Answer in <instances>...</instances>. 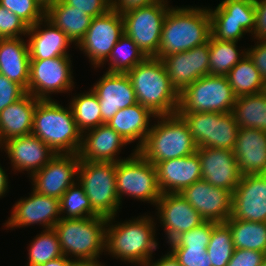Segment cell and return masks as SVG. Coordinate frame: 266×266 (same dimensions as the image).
Listing matches in <instances>:
<instances>
[{
	"label": "cell",
	"mask_w": 266,
	"mask_h": 266,
	"mask_svg": "<svg viewBox=\"0 0 266 266\" xmlns=\"http://www.w3.org/2000/svg\"><path fill=\"white\" fill-rule=\"evenodd\" d=\"M229 219L266 222V174L242 175L232 193V213Z\"/></svg>",
	"instance_id": "obj_19"
},
{
	"label": "cell",
	"mask_w": 266,
	"mask_h": 266,
	"mask_svg": "<svg viewBox=\"0 0 266 266\" xmlns=\"http://www.w3.org/2000/svg\"><path fill=\"white\" fill-rule=\"evenodd\" d=\"M259 266H266V258L263 260V262Z\"/></svg>",
	"instance_id": "obj_58"
},
{
	"label": "cell",
	"mask_w": 266,
	"mask_h": 266,
	"mask_svg": "<svg viewBox=\"0 0 266 266\" xmlns=\"http://www.w3.org/2000/svg\"><path fill=\"white\" fill-rule=\"evenodd\" d=\"M108 218H61L53 227L63 255L73 261L100 262L105 254Z\"/></svg>",
	"instance_id": "obj_5"
},
{
	"label": "cell",
	"mask_w": 266,
	"mask_h": 266,
	"mask_svg": "<svg viewBox=\"0 0 266 266\" xmlns=\"http://www.w3.org/2000/svg\"><path fill=\"white\" fill-rule=\"evenodd\" d=\"M93 85L91 89L98 97L103 124L109 122L120 109L137 103L135 91L126 73L104 72Z\"/></svg>",
	"instance_id": "obj_23"
},
{
	"label": "cell",
	"mask_w": 266,
	"mask_h": 266,
	"mask_svg": "<svg viewBox=\"0 0 266 266\" xmlns=\"http://www.w3.org/2000/svg\"><path fill=\"white\" fill-rule=\"evenodd\" d=\"M126 74L130 78L139 104L156 116L177 112L179 93L173 87L161 59L147 57Z\"/></svg>",
	"instance_id": "obj_3"
},
{
	"label": "cell",
	"mask_w": 266,
	"mask_h": 266,
	"mask_svg": "<svg viewBox=\"0 0 266 266\" xmlns=\"http://www.w3.org/2000/svg\"><path fill=\"white\" fill-rule=\"evenodd\" d=\"M263 93L266 95V81L264 83V90H263Z\"/></svg>",
	"instance_id": "obj_59"
},
{
	"label": "cell",
	"mask_w": 266,
	"mask_h": 266,
	"mask_svg": "<svg viewBox=\"0 0 266 266\" xmlns=\"http://www.w3.org/2000/svg\"><path fill=\"white\" fill-rule=\"evenodd\" d=\"M210 13L211 37L238 42L255 28V4L245 0H222Z\"/></svg>",
	"instance_id": "obj_13"
},
{
	"label": "cell",
	"mask_w": 266,
	"mask_h": 266,
	"mask_svg": "<svg viewBox=\"0 0 266 266\" xmlns=\"http://www.w3.org/2000/svg\"><path fill=\"white\" fill-rule=\"evenodd\" d=\"M147 56L143 51L133 42V40L125 34L115 44L109 57L98 67L108 62V70L110 73H127L136 65L144 61Z\"/></svg>",
	"instance_id": "obj_36"
},
{
	"label": "cell",
	"mask_w": 266,
	"mask_h": 266,
	"mask_svg": "<svg viewBox=\"0 0 266 266\" xmlns=\"http://www.w3.org/2000/svg\"><path fill=\"white\" fill-rule=\"evenodd\" d=\"M155 166L161 194L181 193L186 187L202 179L197 152L190 156L164 160Z\"/></svg>",
	"instance_id": "obj_24"
},
{
	"label": "cell",
	"mask_w": 266,
	"mask_h": 266,
	"mask_svg": "<svg viewBox=\"0 0 266 266\" xmlns=\"http://www.w3.org/2000/svg\"><path fill=\"white\" fill-rule=\"evenodd\" d=\"M236 97L263 92L265 81L246 54L226 75Z\"/></svg>",
	"instance_id": "obj_33"
},
{
	"label": "cell",
	"mask_w": 266,
	"mask_h": 266,
	"mask_svg": "<svg viewBox=\"0 0 266 266\" xmlns=\"http://www.w3.org/2000/svg\"><path fill=\"white\" fill-rule=\"evenodd\" d=\"M126 145L128 143L112 127L104 123L82 133L78 155L81 160L117 163L126 159L117 156Z\"/></svg>",
	"instance_id": "obj_25"
},
{
	"label": "cell",
	"mask_w": 266,
	"mask_h": 266,
	"mask_svg": "<svg viewBox=\"0 0 266 266\" xmlns=\"http://www.w3.org/2000/svg\"><path fill=\"white\" fill-rule=\"evenodd\" d=\"M11 162L14 172L27 171L31 177L42 169L56 153L37 136L31 134L8 139L0 146Z\"/></svg>",
	"instance_id": "obj_22"
},
{
	"label": "cell",
	"mask_w": 266,
	"mask_h": 266,
	"mask_svg": "<svg viewBox=\"0 0 266 266\" xmlns=\"http://www.w3.org/2000/svg\"><path fill=\"white\" fill-rule=\"evenodd\" d=\"M233 153L242 175L266 174V132L240 128Z\"/></svg>",
	"instance_id": "obj_27"
},
{
	"label": "cell",
	"mask_w": 266,
	"mask_h": 266,
	"mask_svg": "<svg viewBox=\"0 0 266 266\" xmlns=\"http://www.w3.org/2000/svg\"><path fill=\"white\" fill-rule=\"evenodd\" d=\"M88 91L71 97L68 103L77 127L82 133L103 124L98 97L92 89Z\"/></svg>",
	"instance_id": "obj_37"
},
{
	"label": "cell",
	"mask_w": 266,
	"mask_h": 266,
	"mask_svg": "<svg viewBox=\"0 0 266 266\" xmlns=\"http://www.w3.org/2000/svg\"><path fill=\"white\" fill-rule=\"evenodd\" d=\"M143 145L137 150L156 165L168 159L190 156L196 145L184 120L177 114L156 116ZM157 122V123H156Z\"/></svg>",
	"instance_id": "obj_6"
},
{
	"label": "cell",
	"mask_w": 266,
	"mask_h": 266,
	"mask_svg": "<svg viewBox=\"0 0 266 266\" xmlns=\"http://www.w3.org/2000/svg\"><path fill=\"white\" fill-rule=\"evenodd\" d=\"M116 190L121 206L123 196L155 206L161 196L156 166L133 149L131 155L116 163Z\"/></svg>",
	"instance_id": "obj_8"
},
{
	"label": "cell",
	"mask_w": 266,
	"mask_h": 266,
	"mask_svg": "<svg viewBox=\"0 0 266 266\" xmlns=\"http://www.w3.org/2000/svg\"><path fill=\"white\" fill-rule=\"evenodd\" d=\"M211 36L208 7L171 6L164 18L159 52L161 59L208 42Z\"/></svg>",
	"instance_id": "obj_2"
},
{
	"label": "cell",
	"mask_w": 266,
	"mask_h": 266,
	"mask_svg": "<svg viewBox=\"0 0 266 266\" xmlns=\"http://www.w3.org/2000/svg\"><path fill=\"white\" fill-rule=\"evenodd\" d=\"M161 61L173 87L181 93L197 79L210 75L209 40L190 50L162 57Z\"/></svg>",
	"instance_id": "obj_18"
},
{
	"label": "cell",
	"mask_w": 266,
	"mask_h": 266,
	"mask_svg": "<svg viewBox=\"0 0 266 266\" xmlns=\"http://www.w3.org/2000/svg\"><path fill=\"white\" fill-rule=\"evenodd\" d=\"M163 1L168 0H114L111 8L122 14L135 8L146 7Z\"/></svg>",
	"instance_id": "obj_50"
},
{
	"label": "cell",
	"mask_w": 266,
	"mask_h": 266,
	"mask_svg": "<svg viewBox=\"0 0 266 266\" xmlns=\"http://www.w3.org/2000/svg\"><path fill=\"white\" fill-rule=\"evenodd\" d=\"M74 261L63 255L40 266H71Z\"/></svg>",
	"instance_id": "obj_53"
},
{
	"label": "cell",
	"mask_w": 266,
	"mask_h": 266,
	"mask_svg": "<svg viewBox=\"0 0 266 266\" xmlns=\"http://www.w3.org/2000/svg\"><path fill=\"white\" fill-rule=\"evenodd\" d=\"M39 100L26 93L0 112V146L8 139L32 133L35 107Z\"/></svg>",
	"instance_id": "obj_30"
},
{
	"label": "cell",
	"mask_w": 266,
	"mask_h": 266,
	"mask_svg": "<svg viewBox=\"0 0 266 266\" xmlns=\"http://www.w3.org/2000/svg\"><path fill=\"white\" fill-rule=\"evenodd\" d=\"M202 179L214 187L234 192L242 174L233 150L198 147Z\"/></svg>",
	"instance_id": "obj_21"
},
{
	"label": "cell",
	"mask_w": 266,
	"mask_h": 266,
	"mask_svg": "<svg viewBox=\"0 0 266 266\" xmlns=\"http://www.w3.org/2000/svg\"><path fill=\"white\" fill-rule=\"evenodd\" d=\"M234 243L230 228L218 223L213 229L207 246L212 266H227L234 253Z\"/></svg>",
	"instance_id": "obj_40"
},
{
	"label": "cell",
	"mask_w": 266,
	"mask_h": 266,
	"mask_svg": "<svg viewBox=\"0 0 266 266\" xmlns=\"http://www.w3.org/2000/svg\"><path fill=\"white\" fill-rule=\"evenodd\" d=\"M25 94L26 91L19 84L0 74V112Z\"/></svg>",
	"instance_id": "obj_45"
},
{
	"label": "cell",
	"mask_w": 266,
	"mask_h": 266,
	"mask_svg": "<svg viewBox=\"0 0 266 266\" xmlns=\"http://www.w3.org/2000/svg\"><path fill=\"white\" fill-rule=\"evenodd\" d=\"M123 35L122 14L111 8L103 15L92 18L90 27L76 47L83 51L94 69H97Z\"/></svg>",
	"instance_id": "obj_14"
},
{
	"label": "cell",
	"mask_w": 266,
	"mask_h": 266,
	"mask_svg": "<svg viewBox=\"0 0 266 266\" xmlns=\"http://www.w3.org/2000/svg\"><path fill=\"white\" fill-rule=\"evenodd\" d=\"M232 113L239 128H254L266 132V95L236 97Z\"/></svg>",
	"instance_id": "obj_32"
},
{
	"label": "cell",
	"mask_w": 266,
	"mask_h": 266,
	"mask_svg": "<svg viewBox=\"0 0 266 266\" xmlns=\"http://www.w3.org/2000/svg\"><path fill=\"white\" fill-rule=\"evenodd\" d=\"M61 218L99 216L90 204L83 187L76 181L59 199Z\"/></svg>",
	"instance_id": "obj_39"
},
{
	"label": "cell",
	"mask_w": 266,
	"mask_h": 266,
	"mask_svg": "<svg viewBox=\"0 0 266 266\" xmlns=\"http://www.w3.org/2000/svg\"><path fill=\"white\" fill-rule=\"evenodd\" d=\"M71 266H105V263H93V262H79L74 261Z\"/></svg>",
	"instance_id": "obj_54"
},
{
	"label": "cell",
	"mask_w": 266,
	"mask_h": 266,
	"mask_svg": "<svg viewBox=\"0 0 266 266\" xmlns=\"http://www.w3.org/2000/svg\"><path fill=\"white\" fill-rule=\"evenodd\" d=\"M254 43V46H250L251 48H246V52L258 69L262 79L266 81V39H254Z\"/></svg>",
	"instance_id": "obj_48"
},
{
	"label": "cell",
	"mask_w": 266,
	"mask_h": 266,
	"mask_svg": "<svg viewBox=\"0 0 266 266\" xmlns=\"http://www.w3.org/2000/svg\"><path fill=\"white\" fill-rule=\"evenodd\" d=\"M266 254L256 250L235 249L227 266H259Z\"/></svg>",
	"instance_id": "obj_46"
},
{
	"label": "cell",
	"mask_w": 266,
	"mask_h": 266,
	"mask_svg": "<svg viewBox=\"0 0 266 266\" xmlns=\"http://www.w3.org/2000/svg\"><path fill=\"white\" fill-rule=\"evenodd\" d=\"M110 6H112L114 0H105Z\"/></svg>",
	"instance_id": "obj_57"
},
{
	"label": "cell",
	"mask_w": 266,
	"mask_h": 266,
	"mask_svg": "<svg viewBox=\"0 0 266 266\" xmlns=\"http://www.w3.org/2000/svg\"><path fill=\"white\" fill-rule=\"evenodd\" d=\"M43 3H45V4H48V3H50V2H52V1H55V0H41Z\"/></svg>",
	"instance_id": "obj_56"
},
{
	"label": "cell",
	"mask_w": 266,
	"mask_h": 266,
	"mask_svg": "<svg viewBox=\"0 0 266 266\" xmlns=\"http://www.w3.org/2000/svg\"><path fill=\"white\" fill-rule=\"evenodd\" d=\"M169 2H158L122 13L124 34L130 37L147 57L158 55L164 18L171 7Z\"/></svg>",
	"instance_id": "obj_11"
},
{
	"label": "cell",
	"mask_w": 266,
	"mask_h": 266,
	"mask_svg": "<svg viewBox=\"0 0 266 266\" xmlns=\"http://www.w3.org/2000/svg\"><path fill=\"white\" fill-rule=\"evenodd\" d=\"M26 36L30 60L71 56L68 48L72 44L75 45L63 31L46 18L29 27Z\"/></svg>",
	"instance_id": "obj_26"
},
{
	"label": "cell",
	"mask_w": 266,
	"mask_h": 266,
	"mask_svg": "<svg viewBox=\"0 0 266 266\" xmlns=\"http://www.w3.org/2000/svg\"><path fill=\"white\" fill-rule=\"evenodd\" d=\"M4 167L0 164V198L5 197L8 193L9 189V181H8V175L6 174V170L3 169Z\"/></svg>",
	"instance_id": "obj_52"
},
{
	"label": "cell",
	"mask_w": 266,
	"mask_h": 266,
	"mask_svg": "<svg viewBox=\"0 0 266 266\" xmlns=\"http://www.w3.org/2000/svg\"><path fill=\"white\" fill-rule=\"evenodd\" d=\"M198 147L233 150L240 131L232 112L177 113Z\"/></svg>",
	"instance_id": "obj_10"
},
{
	"label": "cell",
	"mask_w": 266,
	"mask_h": 266,
	"mask_svg": "<svg viewBox=\"0 0 266 266\" xmlns=\"http://www.w3.org/2000/svg\"><path fill=\"white\" fill-rule=\"evenodd\" d=\"M45 18L77 45L90 27L93 17L62 0H55L46 4Z\"/></svg>",
	"instance_id": "obj_31"
},
{
	"label": "cell",
	"mask_w": 266,
	"mask_h": 266,
	"mask_svg": "<svg viewBox=\"0 0 266 266\" xmlns=\"http://www.w3.org/2000/svg\"><path fill=\"white\" fill-rule=\"evenodd\" d=\"M145 266H181L177 258L173 255L171 251H167L163 256L157 261H153V258Z\"/></svg>",
	"instance_id": "obj_51"
},
{
	"label": "cell",
	"mask_w": 266,
	"mask_h": 266,
	"mask_svg": "<svg viewBox=\"0 0 266 266\" xmlns=\"http://www.w3.org/2000/svg\"><path fill=\"white\" fill-rule=\"evenodd\" d=\"M117 216L108 218L106 226V253L134 266H145L158 248L154 216H138L117 222ZM117 222V223H115Z\"/></svg>",
	"instance_id": "obj_1"
},
{
	"label": "cell",
	"mask_w": 266,
	"mask_h": 266,
	"mask_svg": "<svg viewBox=\"0 0 266 266\" xmlns=\"http://www.w3.org/2000/svg\"><path fill=\"white\" fill-rule=\"evenodd\" d=\"M23 37L0 38V74L27 93L30 72L28 43Z\"/></svg>",
	"instance_id": "obj_28"
},
{
	"label": "cell",
	"mask_w": 266,
	"mask_h": 266,
	"mask_svg": "<svg viewBox=\"0 0 266 266\" xmlns=\"http://www.w3.org/2000/svg\"><path fill=\"white\" fill-rule=\"evenodd\" d=\"M71 57L30 60L27 93L40 100H51L53 93L72 92L75 82Z\"/></svg>",
	"instance_id": "obj_12"
},
{
	"label": "cell",
	"mask_w": 266,
	"mask_h": 266,
	"mask_svg": "<svg viewBox=\"0 0 266 266\" xmlns=\"http://www.w3.org/2000/svg\"><path fill=\"white\" fill-rule=\"evenodd\" d=\"M67 106L51 99L39 100L35 107L32 134L56 154H78L82 143V132Z\"/></svg>",
	"instance_id": "obj_4"
},
{
	"label": "cell",
	"mask_w": 266,
	"mask_h": 266,
	"mask_svg": "<svg viewBox=\"0 0 266 266\" xmlns=\"http://www.w3.org/2000/svg\"><path fill=\"white\" fill-rule=\"evenodd\" d=\"M80 160L78 154H56L29 178L32 180V190L41 195L60 199L77 181Z\"/></svg>",
	"instance_id": "obj_16"
},
{
	"label": "cell",
	"mask_w": 266,
	"mask_h": 266,
	"mask_svg": "<svg viewBox=\"0 0 266 266\" xmlns=\"http://www.w3.org/2000/svg\"><path fill=\"white\" fill-rule=\"evenodd\" d=\"M205 221L225 223L232 213V193L201 179L180 193Z\"/></svg>",
	"instance_id": "obj_20"
},
{
	"label": "cell",
	"mask_w": 266,
	"mask_h": 266,
	"mask_svg": "<svg viewBox=\"0 0 266 266\" xmlns=\"http://www.w3.org/2000/svg\"><path fill=\"white\" fill-rule=\"evenodd\" d=\"M12 208L10 217L3 223L7 230L35 224L44 230L52 229L61 219L59 199L38 194L35 190L28 197H21Z\"/></svg>",
	"instance_id": "obj_15"
},
{
	"label": "cell",
	"mask_w": 266,
	"mask_h": 266,
	"mask_svg": "<svg viewBox=\"0 0 266 266\" xmlns=\"http://www.w3.org/2000/svg\"><path fill=\"white\" fill-rule=\"evenodd\" d=\"M77 182L83 187L92 209L105 218L120 212L116 190V163L80 160Z\"/></svg>",
	"instance_id": "obj_7"
},
{
	"label": "cell",
	"mask_w": 266,
	"mask_h": 266,
	"mask_svg": "<svg viewBox=\"0 0 266 266\" xmlns=\"http://www.w3.org/2000/svg\"><path fill=\"white\" fill-rule=\"evenodd\" d=\"M255 28L252 39H266V0L255 4Z\"/></svg>",
	"instance_id": "obj_49"
},
{
	"label": "cell",
	"mask_w": 266,
	"mask_h": 266,
	"mask_svg": "<svg viewBox=\"0 0 266 266\" xmlns=\"http://www.w3.org/2000/svg\"><path fill=\"white\" fill-rule=\"evenodd\" d=\"M235 101L236 96L227 76L206 75L179 93V107L176 113H230Z\"/></svg>",
	"instance_id": "obj_9"
},
{
	"label": "cell",
	"mask_w": 266,
	"mask_h": 266,
	"mask_svg": "<svg viewBox=\"0 0 266 266\" xmlns=\"http://www.w3.org/2000/svg\"><path fill=\"white\" fill-rule=\"evenodd\" d=\"M218 223L205 221L200 226L182 233L169 247H207L212 234V229Z\"/></svg>",
	"instance_id": "obj_42"
},
{
	"label": "cell",
	"mask_w": 266,
	"mask_h": 266,
	"mask_svg": "<svg viewBox=\"0 0 266 266\" xmlns=\"http://www.w3.org/2000/svg\"><path fill=\"white\" fill-rule=\"evenodd\" d=\"M155 117L156 115L148 108L137 102L132 106L120 109L106 124L112 127L128 144L138 142L134 147L137 151L145 142L152 126L151 121Z\"/></svg>",
	"instance_id": "obj_29"
},
{
	"label": "cell",
	"mask_w": 266,
	"mask_h": 266,
	"mask_svg": "<svg viewBox=\"0 0 266 266\" xmlns=\"http://www.w3.org/2000/svg\"><path fill=\"white\" fill-rule=\"evenodd\" d=\"M0 5L16 14L29 27L45 18L46 4L41 0H0Z\"/></svg>",
	"instance_id": "obj_41"
},
{
	"label": "cell",
	"mask_w": 266,
	"mask_h": 266,
	"mask_svg": "<svg viewBox=\"0 0 266 266\" xmlns=\"http://www.w3.org/2000/svg\"><path fill=\"white\" fill-rule=\"evenodd\" d=\"M29 26L16 14L0 5V38L26 37Z\"/></svg>",
	"instance_id": "obj_43"
},
{
	"label": "cell",
	"mask_w": 266,
	"mask_h": 266,
	"mask_svg": "<svg viewBox=\"0 0 266 266\" xmlns=\"http://www.w3.org/2000/svg\"><path fill=\"white\" fill-rule=\"evenodd\" d=\"M237 44L235 41H221L209 37L210 75L226 76L247 54V50L238 49Z\"/></svg>",
	"instance_id": "obj_35"
},
{
	"label": "cell",
	"mask_w": 266,
	"mask_h": 266,
	"mask_svg": "<svg viewBox=\"0 0 266 266\" xmlns=\"http://www.w3.org/2000/svg\"><path fill=\"white\" fill-rule=\"evenodd\" d=\"M65 4L75 7L95 18L103 15L111 6L105 0H62Z\"/></svg>",
	"instance_id": "obj_47"
},
{
	"label": "cell",
	"mask_w": 266,
	"mask_h": 266,
	"mask_svg": "<svg viewBox=\"0 0 266 266\" xmlns=\"http://www.w3.org/2000/svg\"><path fill=\"white\" fill-rule=\"evenodd\" d=\"M235 249L256 250L266 254V222L228 219Z\"/></svg>",
	"instance_id": "obj_34"
},
{
	"label": "cell",
	"mask_w": 266,
	"mask_h": 266,
	"mask_svg": "<svg viewBox=\"0 0 266 266\" xmlns=\"http://www.w3.org/2000/svg\"><path fill=\"white\" fill-rule=\"evenodd\" d=\"M245 1H248V2L256 4V3L260 2L261 0H245Z\"/></svg>",
	"instance_id": "obj_55"
},
{
	"label": "cell",
	"mask_w": 266,
	"mask_h": 266,
	"mask_svg": "<svg viewBox=\"0 0 266 266\" xmlns=\"http://www.w3.org/2000/svg\"><path fill=\"white\" fill-rule=\"evenodd\" d=\"M157 217L163 227L167 243L182 233L200 226L205 220L180 193L161 194L155 205Z\"/></svg>",
	"instance_id": "obj_17"
},
{
	"label": "cell",
	"mask_w": 266,
	"mask_h": 266,
	"mask_svg": "<svg viewBox=\"0 0 266 266\" xmlns=\"http://www.w3.org/2000/svg\"><path fill=\"white\" fill-rule=\"evenodd\" d=\"M181 266H212L207 247H169Z\"/></svg>",
	"instance_id": "obj_44"
},
{
	"label": "cell",
	"mask_w": 266,
	"mask_h": 266,
	"mask_svg": "<svg viewBox=\"0 0 266 266\" xmlns=\"http://www.w3.org/2000/svg\"><path fill=\"white\" fill-rule=\"evenodd\" d=\"M27 248V266H40L63 256L57 234L53 228L42 230L40 234L33 238Z\"/></svg>",
	"instance_id": "obj_38"
}]
</instances>
